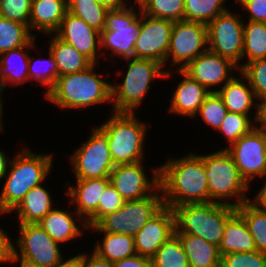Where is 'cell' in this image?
Here are the masks:
<instances>
[{
  "instance_id": "6da1fadb",
  "label": "cell",
  "mask_w": 266,
  "mask_h": 267,
  "mask_svg": "<svg viewBox=\"0 0 266 267\" xmlns=\"http://www.w3.org/2000/svg\"><path fill=\"white\" fill-rule=\"evenodd\" d=\"M159 166V187L164 206L174 209L185 204L211 202L203 158L195 151L181 157L171 155ZM163 163V164H162Z\"/></svg>"
},
{
  "instance_id": "7a4b0ae2",
  "label": "cell",
  "mask_w": 266,
  "mask_h": 267,
  "mask_svg": "<svg viewBox=\"0 0 266 267\" xmlns=\"http://www.w3.org/2000/svg\"><path fill=\"white\" fill-rule=\"evenodd\" d=\"M22 147L10 158L7 171L0 180L3 183L0 186V217L4 215L7 219L30 189L48 181L55 167L54 152H34L28 144Z\"/></svg>"
},
{
  "instance_id": "3957f363",
  "label": "cell",
  "mask_w": 266,
  "mask_h": 267,
  "mask_svg": "<svg viewBox=\"0 0 266 267\" xmlns=\"http://www.w3.org/2000/svg\"><path fill=\"white\" fill-rule=\"evenodd\" d=\"M98 66L102 65L93 63L83 71L58 77L55 86L43 99L61 111H73L72 109L84 111L85 108H88V111L90 107L98 108V105L103 104L108 106L109 103L111 105L112 81L108 79L111 75L101 72L102 69Z\"/></svg>"
},
{
  "instance_id": "277c9868",
  "label": "cell",
  "mask_w": 266,
  "mask_h": 267,
  "mask_svg": "<svg viewBox=\"0 0 266 267\" xmlns=\"http://www.w3.org/2000/svg\"><path fill=\"white\" fill-rule=\"evenodd\" d=\"M118 61L126 62V65H122L126 67H123L125 74L124 71L121 73L120 69H116L118 72L116 71L115 77L121 75L123 80L119 82L113 80L111 83L112 103L109 112L136 113L137 109L142 108L141 104L146 95L152 91L151 86L154 81L156 79L158 81V78L162 80L166 71L162 64L152 59L127 58ZM140 106L141 108H138Z\"/></svg>"
},
{
  "instance_id": "5b68a950",
  "label": "cell",
  "mask_w": 266,
  "mask_h": 267,
  "mask_svg": "<svg viewBox=\"0 0 266 267\" xmlns=\"http://www.w3.org/2000/svg\"><path fill=\"white\" fill-rule=\"evenodd\" d=\"M137 115L108 112L109 117L99 123L108 134L110 155L115 166L146 161L147 133L152 126Z\"/></svg>"
},
{
  "instance_id": "8992f818",
  "label": "cell",
  "mask_w": 266,
  "mask_h": 267,
  "mask_svg": "<svg viewBox=\"0 0 266 267\" xmlns=\"http://www.w3.org/2000/svg\"><path fill=\"white\" fill-rule=\"evenodd\" d=\"M199 155L203 158L211 202L238 208L249 201L251 187L241 177L226 149Z\"/></svg>"
},
{
  "instance_id": "52a82bcc",
  "label": "cell",
  "mask_w": 266,
  "mask_h": 267,
  "mask_svg": "<svg viewBox=\"0 0 266 267\" xmlns=\"http://www.w3.org/2000/svg\"><path fill=\"white\" fill-rule=\"evenodd\" d=\"M175 234H191L219 246L227 221L237 212L235 207L219 203L185 204L173 209Z\"/></svg>"
},
{
  "instance_id": "ba28073f",
  "label": "cell",
  "mask_w": 266,
  "mask_h": 267,
  "mask_svg": "<svg viewBox=\"0 0 266 267\" xmlns=\"http://www.w3.org/2000/svg\"><path fill=\"white\" fill-rule=\"evenodd\" d=\"M141 13V7L128 5L107 12L105 27L100 33L101 60L108 59L115 65L119 64L118 59L133 58L134 44L141 28Z\"/></svg>"
},
{
  "instance_id": "9c48e42d",
  "label": "cell",
  "mask_w": 266,
  "mask_h": 267,
  "mask_svg": "<svg viewBox=\"0 0 266 267\" xmlns=\"http://www.w3.org/2000/svg\"><path fill=\"white\" fill-rule=\"evenodd\" d=\"M69 154L71 173L75 180L109 178L114 168L108 145V134L98 124L92 126L86 141Z\"/></svg>"
},
{
  "instance_id": "30bf717a",
  "label": "cell",
  "mask_w": 266,
  "mask_h": 267,
  "mask_svg": "<svg viewBox=\"0 0 266 267\" xmlns=\"http://www.w3.org/2000/svg\"><path fill=\"white\" fill-rule=\"evenodd\" d=\"M164 207L162 191L159 187L147 197L125 201L124 205L113 213L104 216L88 232H109L135 236L141 228Z\"/></svg>"
},
{
  "instance_id": "8fae6325",
  "label": "cell",
  "mask_w": 266,
  "mask_h": 267,
  "mask_svg": "<svg viewBox=\"0 0 266 267\" xmlns=\"http://www.w3.org/2000/svg\"><path fill=\"white\" fill-rule=\"evenodd\" d=\"M13 259L39 267H54L65 255L64 247L38 224H17ZM62 249V250H61ZM62 251V252H61Z\"/></svg>"
},
{
  "instance_id": "7c38bea8",
  "label": "cell",
  "mask_w": 266,
  "mask_h": 267,
  "mask_svg": "<svg viewBox=\"0 0 266 267\" xmlns=\"http://www.w3.org/2000/svg\"><path fill=\"white\" fill-rule=\"evenodd\" d=\"M231 7L218 15L208 25V50L230 59L239 70L242 68L244 19Z\"/></svg>"
},
{
  "instance_id": "4fadbf2b",
  "label": "cell",
  "mask_w": 266,
  "mask_h": 267,
  "mask_svg": "<svg viewBox=\"0 0 266 267\" xmlns=\"http://www.w3.org/2000/svg\"><path fill=\"white\" fill-rule=\"evenodd\" d=\"M207 50V25L186 20L174 22L166 57V71L183 69Z\"/></svg>"
},
{
  "instance_id": "5bb4252c",
  "label": "cell",
  "mask_w": 266,
  "mask_h": 267,
  "mask_svg": "<svg viewBox=\"0 0 266 267\" xmlns=\"http://www.w3.org/2000/svg\"><path fill=\"white\" fill-rule=\"evenodd\" d=\"M226 151L231 155L241 177L252 191L254 180L261 183L260 179L266 177V132L254 127L248 134L226 148Z\"/></svg>"
},
{
  "instance_id": "9a60e30c",
  "label": "cell",
  "mask_w": 266,
  "mask_h": 267,
  "mask_svg": "<svg viewBox=\"0 0 266 267\" xmlns=\"http://www.w3.org/2000/svg\"><path fill=\"white\" fill-rule=\"evenodd\" d=\"M145 164L146 161L116 165L110 173V184L125 201L147 197L159 188V166L144 167Z\"/></svg>"
},
{
  "instance_id": "2e32d148",
  "label": "cell",
  "mask_w": 266,
  "mask_h": 267,
  "mask_svg": "<svg viewBox=\"0 0 266 267\" xmlns=\"http://www.w3.org/2000/svg\"><path fill=\"white\" fill-rule=\"evenodd\" d=\"M173 25V21L141 13V28L134 44L133 58L156 60L165 66L166 71V57Z\"/></svg>"
},
{
  "instance_id": "e0dca14e",
  "label": "cell",
  "mask_w": 266,
  "mask_h": 267,
  "mask_svg": "<svg viewBox=\"0 0 266 267\" xmlns=\"http://www.w3.org/2000/svg\"><path fill=\"white\" fill-rule=\"evenodd\" d=\"M181 70L210 92H218L240 71L230 59L210 50L203 52Z\"/></svg>"
},
{
  "instance_id": "ac0fdd59",
  "label": "cell",
  "mask_w": 266,
  "mask_h": 267,
  "mask_svg": "<svg viewBox=\"0 0 266 267\" xmlns=\"http://www.w3.org/2000/svg\"><path fill=\"white\" fill-rule=\"evenodd\" d=\"M182 77L175 85L173 91L171 90L170 104L167 107L169 115L179 118L193 119L197 114L200 106L204 102L205 98L211 93L203 85L196 80L190 78L182 70H168L165 72L164 78L172 77L173 75Z\"/></svg>"
},
{
  "instance_id": "d6986e66",
  "label": "cell",
  "mask_w": 266,
  "mask_h": 267,
  "mask_svg": "<svg viewBox=\"0 0 266 267\" xmlns=\"http://www.w3.org/2000/svg\"><path fill=\"white\" fill-rule=\"evenodd\" d=\"M54 34L72 45L93 63L101 64L100 32L90 27L81 18L67 11L59 29Z\"/></svg>"
},
{
  "instance_id": "ffe728a7",
  "label": "cell",
  "mask_w": 266,
  "mask_h": 267,
  "mask_svg": "<svg viewBox=\"0 0 266 267\" xmlns=\"http://www.w3.org/2000/svg\"><path fill=\"white\" fill-rule=\"evenodd\" d=\"M175 213L164 206L134 236L137 255L152 258L162 244L175 234Z\"/></svg>"
},
{
  "instance_id": "44dd1931",
  "label": "cell",
  "mask_w": 266,
  "mask_h": 267,
  "mask_svg": "<svg viewBox=\"0 0 266 267\" xmlns=\"http://www.w3.org/2000/svg\"><path fill=\"white\" fill-rule=\"evenodd\" d=\"M65 207L54 206V208L38 223L54 241L62 246L69 245L68 243L75 242L77 239L82 240L81 236L88 235V226L86 222L79 216V214L72 207L71 209H64Z\"/></svg>"
},
{
  "instance_id": "7402d4cb",
  "label": "cell",
  "mask_w": 266,
  "mask_h": 267,
  "mask_svg": "<svg viewBox=\"0 0 266 267\" xmlns=\"http://www.w3.org/2000/svg\"><path fill=\"white\" fill-rule=\"evenodd\" d=\"M75 181V182H74ZM67 181L62 184L66 187L63 191L67 206L75 207V211L86 222L98 208V203L105 189L110 184V178H96L86 180Z\"/></svg>"
},
{
  "instance_id": "603a6c76",
  "label": "cell",
  "mask_w": 266,
  "mask_h": 267,
  "mask_svg": "<svg viewBox=\"0 0 266 267\" xmlns=\"http://www.w3.org/2000/svg\"><path fill=\"white\" fill-rule=\"evenodd\" d=\"M36 39L37 37H34L27 45L0 54V76L6 89L10 86L11 90L15 86L29 83L28 61L29 55L32 53L30 51L34 52L35 50L37 53L40 48L39 52H43V48L37 47Z\"/></svg>"
},
{
  "instance_id": "cb8c5ba5",
  "label": "cell",
  "mask_w": 266,
  "mask_h": 267,
  "mask_svg": "<svg viewBox=\"0 0 266 267\" xmlns=\"http://www.w3.org/2000/svg\"><path fill=\"white\" fill-rule=\"evenodd\" d=\"M46 181L33 187L24 196L21 202L8 214L15 215L17 224L39 223L57 204L52 190L47 188ZM54 198V199H53ZM55 201V202H54Z\"/></svg>"
},
{
  "instance_id": "d4e9b609",
  "label": "cell",
  "mask_w": 266,
  "mask_h": 267,
  "mask_svg": "<svg viewBox=\"0 0 266 267\" xmlns=\"http://www.w3.org/2000/svg\"><path fill=\"white\" fill-rule=\"evenodd\" d=\"M228 112L256 117L257 99L248 80L239 71L218 92Z\"/></svg>"
},
{
  "instance_id": "484cf974",
  "label": "cell",
  "mask_w": 266,
  "mask_h": 267,
  "mask_svg": "<svg viewBox=\"0 0 266 267\" xmlns=\"http://www.w3.org/2000/svg\"><path fill=\"white\" fill-rule=\"evenodd\" d=\"M67 12V0H32L29 30L38 37L54 34ZM37 32V33H35Z\"/></svg>"
},
{
  "instance_id": "4316f807",
  "label": "cell",
  "mask_w": 266,
  "mask_h": 267,
  "mask_svg": "<svg viewBox=\"0 0 266 267\" xmlns=\"http://www.w3.org/2000/svg\"><path fill=\"white\" fill-rule=\"evenodd\" d=\"M48 37L45 44L52 53L58 68V77L73 74L89 68L93 62L80 53L72 45L62 41L55 34L43 35Z\"/></svg>"
},
{
  "instance_id": "83f0119b",
  "label": "cell",
  "mask_w": 266,
  "mask_h": 267,
  "mask_svg": "<svg viewBox=\"0 0 266 267\" xmlns=\"http://www.w3.org/2000/svg\"><path fill=\"white\" fill-rule=\"evenodd\" d=\"M218 248L221 255L257 251L248 226L238 212L227 221L223 239Z\"/></svg>"
},
{
  "instance_id": "f1b7e54d",
  "label": "cell",
  "mask_w": 266,
  "mask_h": 267,
  "mask_svg": "<svg viewBox=\"0 0 266 267\" xmlns=\"http://www.w3.org/2000/svg\"><path fill=\"white\" fill-rule=\"evenodd\" d=\"M188 258L189 267H221L218 246L191 234H176Z\"/></svg>"
},
{
  "instance_id": "f546056e",
  "label": "cell",
  "mask_w": 266,
  "mask_h": 267,
  "mask_svg": "<svg viewBox=\"0 0 266 267\" xmlns=\"http://www.w3.org/2000/svg\"><path fill=\"white\" fill-rule=\"evenodd\" d=\"M99 236L94 241L93 251L100 257L117 262L127 257L136 255L134 236L126 234H114L109 232H92Z\"/></svg>"
},
{
  "instance_id": "4dcf8cb0",
  "label": "cell",
  "mask_w": 266,
  "mask_h": 267,
  "mask_svg": "<svg viewBox=\"0 0 266 267\" xmlns=\"http://www.w3.org/2000/svg\"><path fill=\"white\" fill-rule=\"evenodd\" d=\"M47 56L43 57L38 52L37 57L34 55H29L28 61V76H29V83L35 85H41L44 87V93L42 96H46L47 93L55 86L57 79H58V68L55 62V59L50 52L47 50ZM40 57H39V56ZM33 56V57H32ZM35 57V58H34Z\"/></svg>"
},
{
  "instance_id": "1f68e13d",
  "label": "cell",
  "mask_w": 266,
  "mask_h": 267,
  "mask_svg": "<svg viewBox=\"0 0 266 267\" xmlns=\"http://www.w3.org/2000/svg\"><path fill=\"white\" fill-rule=\"evenodd\" d=\"M259 59H266V23L244 20L242 67Z\"/></svg>"
},
{
  "instance_id": "d6a6232c",
  "label": "cell",
  "mask_w": 266,
  "mask_h": 267,
  "mask_svg": "<svg viewBox=\"0 0 266 267\" xmlns=\"http://www.w3.org/2000/svg\"><path fill=\"white\" fill-rule=\"evenodd\" d=\"M228 0H184V20L208 25L218 15L229 9Z\"/></svg>"
},
{
  "instance_id": "836d02e7",
  "label": "cell",
  "mask_w": 266,
  "mask_h": 267,
  "mask_svg": "<svg viewBox=\"0 0 266 267\" xmlns=\"http://www.w3.org/2000/svg\"><path fill=\"white\" fill-rule=\"evenodd\" d=\"M109 10L95 0H67V11L81 18L100 33L104 30L106 14Z\"/></svg>"
},
{
  "instance_id": "e575fe53",
  "label": "cell",
  "mask_w": 266,
  "mask_h": 267,
  "mask_svg": "<svg viewBox=\"0 0 266 267\" xmlns=\"http://www.w3.org/2000/svg\"><path fill=\"white\" fill-rule=\"evenodd\" d=\"M34 37L26 25L0 16V54L25 46Z\"/></svg>"
},
{
  "instance_id": "d590c367",
  "label": "cell",
  "mask_w": 266,
  "mask_h": 267,
  "mask_svg": "<svg viewBox=\"0 0 266 267\" xmlns=\"http://www.w3.org/2000/svg\"><path fill=\"white\" fill-rule=\"evenodd\" d=\"M236 210L245 220L257 250L266 254V212L257 209L249 201Z\"/></svg>"
},
{
  "instance_id": "8d00e7d4",
  "label": "cell",
  "mask_w": 266,
  "mask_h": 267,
  "mask_svg": "<svg viewBox=\"0 0 266 267\" xmlns=\"http://www.w3.org/2000/svg\"><path fill=\"white\" fill-rule=\"evenodd\" d=\"M151 261L153 267H189L187 255L176 234L162 244Z\"/></svg>"
},
{
  "instance_id": "74e56055",
  "label": "cell",
  "mask_w": 266,
  "mask_h": 267,
  "mask_svg": "<svg viewBox=\"0 0 266 267\" xmlns=\"http://www.w3.org/2000/svg\"><path fill=\"white\" fill-rule=\"evenodd\" d=\"M254 128V120L248 115H242L239 113L228 112L221 127L216 132L217 136L220 134L226 144L224 148L220 147L218 149H226L233 143L237 142L243 135L248 134Z\"/></svg>"
},
{
  "instance_id": "f35d334b",
  "label": "cell",
  "mask_w": 266,
  "mask_h": 267,
  "mask_svg": "<svg viewBox=\"0 0 266 267\" xmlns=\"http://www.w3.org/2000/svg\"><path fill=\"white\" fill-rule=\"evenodd\" d=\"M228 110L223 102V99L218 95L217 92H211L204 100L200 106L197 114L194 116V120L199 118L200 121L206 124V127L212 128V130L217 132L221 127L224 118Z\"/></svg>"
},
{
  "instance_id": "ab89813d",
  "label": "cell",
  "mask_w": 266,
  "mask_h": 267,
  "mask_svg": "<svg viewBox=\"0 0 266 267\" xmlns=\"http://www.w3.org/2000/svg\"><path fill=\"white\" fill-rule=\"evenodd\" d=\"M184 9V0H147L141 7L143 14L173 22L184 20Z\"/></svg>"
},
{
  "instance_id": "60d3db41",
  "label": "cell",
  "mask_w": 266,
  "mask_h": 267,
  "mask_svg": "<svg viewBox=\"0 0 266 267\" xmlns=\"http://www.w3.org/2000/svg\"><path fill=\"white\" fill-rule=\"evenodd\" d=\"M240 72L248 80L256 99L266 97V59L249 62Z\"/></svg>"
},
{
  "instance_id": "b9f144b4",
  "label": "cell",
  "mask_w": 266,
  "mask_h": 267,
  "mask_svg": "<svg viewBox=\"0 0 266 267\" xmlns=\"http://www.w3.org/2000/svg\"><path fill=\"white\" fill-rule=\"evenodd\" d=\"M125 203L119 192L109 184L99 200L97 211L86 221L88 227L95 226L104 216L115 212Z\"/></svg>"
},
{
  "instance_id": "7bdbcfd3",
  "label": "cell",
  "mask_w": 266,
  "mask_h": 267,
  "mask_svg": "<svg viewBox=\"0 0 266 267\" xmlns=\"http://www.w3.org/2000/svg\"><path fill=\"white\" fill-rule=\"evenodd\" d=\"M32 0H0V16L29 28Z\"/></svg>"
},
{
  "instance_id": "ee69618b",
  "label": "cell",
  "mask_w": 266,
  "mask_h": 267,
  "mask_svg": "<svg viewBox=\"0 0 266 267\" xmlns=\"http://www.w3.org/2000/svg\"><path fill=\"white\" fill-rule=\"evenodd\" d=\"M221 267H266V254L260 251L222 255Z\"/></svg>"
},
{
  "instance_id": "f6af8a7d",
  "label": "cell",
  "mask_w": 266,
  "mask_h": 267,
  "mask_svg": "<svg viewBox=\"0 0 266 267\" xmlns=\"http://www.w3.org/2000/svg\"><path fill=\"white\" fill-rule=\"evenodd\" d=\"M242 18L247 21L266 23V0H243L239 3ZM248 13V15H246Z\"/></svg>"
},
{
  "instance_id": "bcb514c9",
  "label": "cell",
  "mask_w": 266,
  "mask_h": 267,
  "mask_svg": "<svg viewBox=\"0 0 266 267\" xmlns=\"http://www.w3.org/2000/svg\"><path fill=\"white\" fill-rule=\"evenodd\" d=\"M3 228V229H2ZM6 228L0 226V265H8L13 260V238L4 230Z\"/></svg>"
},
{
  "instance_id": "7dc6e473",
  "label": "cell",
  "mask_w": 266,
  "mask_h": 267,
  "mask_svg": "<svg viewBox=\"0 0 266 267\" xmlns=\"http://www.w3.org/2000/svg\"><path fill=\"white\" fill-rule=\"evenodd\" d=\"M114 267H153L151 258L133 255L114 262Z\"/></svg>"
},
{
  "instance_id": "c3c4849f",
  "label": "cell",
  "mask_w": 266,
  "mask_h": 267,
  "mask_svg": "<svg viewBox=\"0 0 266 267\" xmlns=\"http://www.w3.org/2000/svg\"><path fill=\"white\" fill-rule=\"evenodd\" d=\"M91 252H83V267H114V263L110 262L98 254H96L91 247Z\"/></svg>"
},
{
  "instance_id": "681fc988",
  "label": "cell",
  "mask_w": 266,
  "mask_h": 267,
  "mask_svg": "<svg viewBox=\"0 0 266 267\" xmlns=\"http://www.w3.org/2000/svg\"><path fill=\"white\" fill-rule=\"evenodd\" d=\"M254 127L266 132V97L257 99Z\"/></svg>"
},
{
  "instance_id": "f907efd6",
  "label": "cell",
  "mask_w": 266,
  "mask_h": 267,
  "mask_svg": "<svg viewBox=\"0 0 266 267\" xmlns=\"http://www.w3.org/2000/svg\"><path fill=\"white\" fill-rule=\"evenodd\" d=\"M262 183V187L259 186V189L255 190L257 191L256 193H254L255 195L253 197H249V202L257 209L266 212V177L264 178V180L262 179Z\"/></svg>"
},
{
  "instance_id": "816d5d0a",
  "label": "cell",
  "mask_w": 266,
  "mask_h": 267,
  "mask_svg": "<svg viewBox=\"0 0 266 267\" xmlns=\"http://www.w3.org/2000/svg\"><path fill=\"white\" fill-rule=\"evenodd\" d=\"M74 254L65 255L54 267H83V251Z\"/></svg>"
},
{
  "instance_id": "f5cc1de1",
  "label": "cell",
  "mask_w": 266,
  "mask_h": 267,
  "mask_svg": "<svg viewBox=\"0 0 266 267\" xmlns=\"http://www.w3.org/2000/svg\"><path fill=\"white\" fill-rule=\"evenodd\" d=\"M4 90H6V88H5V85H4V82H3V80H2V78H1V76H0V132H1V134H4V129H5V123H4V108H5V106H4V102L6 101V97H4V94H3V92H4ZM4 98V99H3ZM5 100V101H4ZM4 106V107H3Z\"/></svg>"
},
{
  "instance_id": "db71d44e",
  "label": "cell",
  "mask_w": 266,
  "mask_h": 267,
  "mask_svg": "<svg viewBox=\"0 0 266 267\" xmlns=\"http://www.w3.org/2000/svg\"><path fill=\"white\" fill-rule=\"evenodd\" d=\"M5 151L3 150V147L0 148V180H1V177L7 171V167L10 161V157L8 156L9 153H7L8 150H5Z\"/></svg>"
},
{
  "instance_id": "11a10c76",
  "label": "cell",
  "mask_w": 266,
  "mask_h": 267,
  "mask_svg": "<svg viewBox=\"0 0 266 267\" xmlns=\"http://www.w3.org/2000/svg\"><path fill=\"white\" fill-rule=\"evenodd\" d=\"M108 9H117L126 5L125 0H95Z\"/></svg>"
},
{
  "instance_id": "9f6ffc18",
  "label": "cell",
  "mask_w": 266,
  "mask_h": 267,
  "mask_svg": "<svg viewBox=\"0 0 266 267\" xmlns=\"http://www.w3.org/2000/svg\"><path fill=\"white\" fill-rule=\"evenodd\" d=\"M146 1L147 0H125V3L128 6L142 7Z\"/></svg>"
},
{
  "instance_id": "6f0895ef",
  "label": "cell",
  "mask_w": 266,
  "mask_h": 267,
  "mask_svg": "<svg viewBox=\"0 0 266 267\" xmlns=\"http://www.w3.org/2000/svg\"><path fill=\"white\" fill-rule=\"evenodd\" d=\"M17 263V264H16ZM19 266V267H39V266H35V265H31V264H28V263H25L23 261H15L14 259L9 263V266Z\"/></svg>"
},
{
  "instance_id": "680465c9",
  "label": "cell",
  "mask_w": 266,
  "mask_h": 267,
  "mask_svg": "<svg viewBox=\"0 0 266 267\" xmlns=\"http://www.w3.org/2000/svg\"><path fill=\"white\" fill-rule=\"evenodd\" d=\"M235 1V6L238 5L239 3H241L243 0H233Z\"/></svg>"
}]
</instances>
